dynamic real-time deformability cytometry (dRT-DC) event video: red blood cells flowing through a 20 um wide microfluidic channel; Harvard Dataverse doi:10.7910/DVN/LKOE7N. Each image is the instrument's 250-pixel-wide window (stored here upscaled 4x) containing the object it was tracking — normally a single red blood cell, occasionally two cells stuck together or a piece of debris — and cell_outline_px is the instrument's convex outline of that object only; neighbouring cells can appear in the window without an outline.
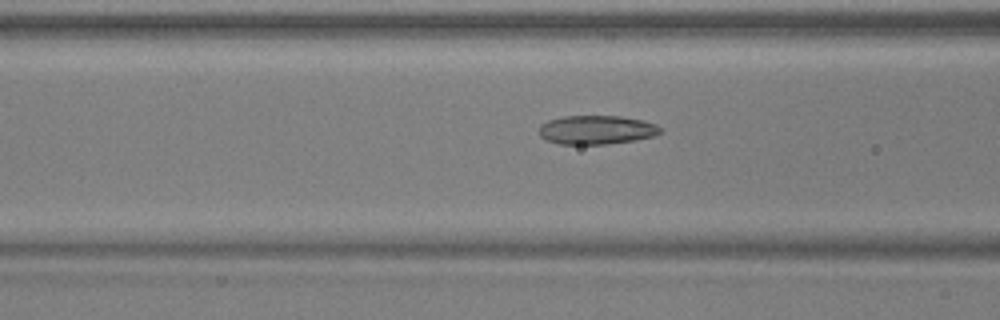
{"species": "common noctule bat (a hibernating species)", "species_latin": "Nyctalus noctula", "temperature_condition": "warm", "stored_images_in_passage": 52, "camera_frame_rate_fps": 3000, "um_per_image_px": 0.085, "animal": {"sex": "male", "body_mass_g": 17.9, "forearm_length_mm": 54.2}, "frame": {"image": 1, "passage_image": 21, "time_ms": 6.667, "image_size_px": [1000, 320], "cell_outline_px": [[660, 132], [652, 136], [636, 140], [604, 144], [560, 144], [548, 140], [540, 136], [540, 124], [548, 120], [564, 116], [620, 116], [644, 120], [656, 124], [660, 128]], "centroid_in_image_um": [50.7, 11.03], "position_along_channel_um": 115.9, "area_um2": 20.29}}
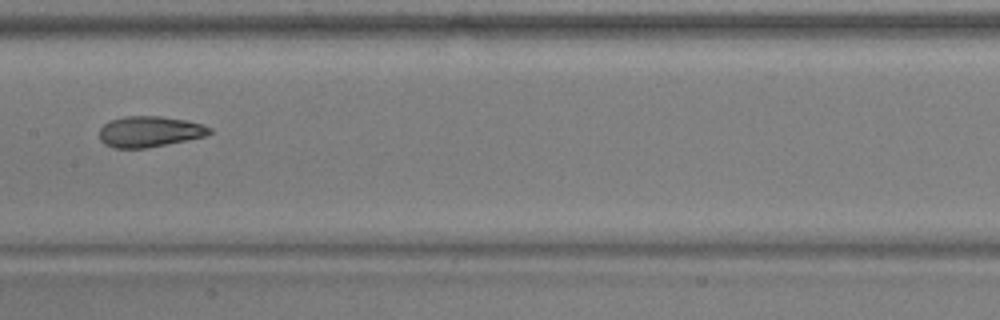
{"frame": {"image": 2, "passage_image": 27, "time_ms": 8.667, "image_size_px": [1000, 320], "cell_outline_px": [[212, 132], [204, 136], [148, 148], [112, 148], [104, 144], [100, 140], [100, 128], [108, 120], [124, 116], [160, 116], [188, 120], [212, 128]], "centroid_in_image_um": [12.67, 11.18], "position_along_channel_um": 194.7, "area_um2": 19.88}}
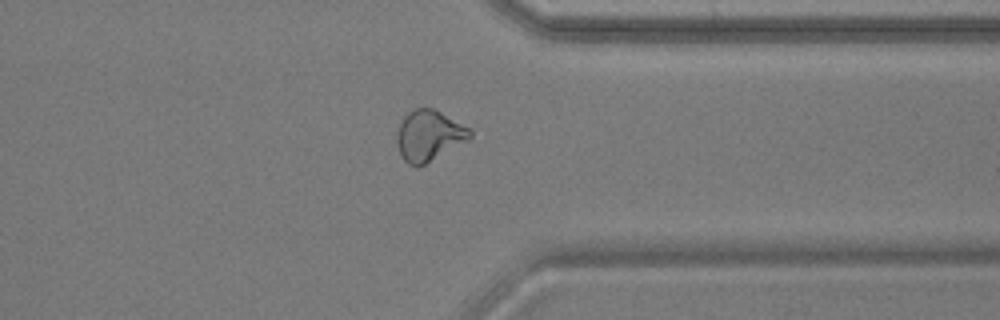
{"frame": {"image": 3, "passage_image": 41, "time_ms": 13.333, "image_size_px": [1000, 320], "cell_outline_px": [[472, 136], [468, 140], [424, 164], [416, 168], [408, 164], [400, 156], [396, 140], [396, 136], [400, 124], [404, 116], [408, 112], [416, 108], [432, 108], [440, 112], [468, 128], [472, 132]], "centroid_in_image_um": [36.42, 11.54], "position_along_channel_um": 375.0, "area_um2": 21.27}, "authors_computed_cell_mechanics": {"area_um2": 21.0681, "velocity_mm_per_s": 3.9224, "shape_relaxation_time_tau1_ms": 7.3969, "shape_relaxation_time_tau2_ms": 2.1873, "deformation_change_tau1": 0.1969, "deformation_change_tau2": 0.0755}}